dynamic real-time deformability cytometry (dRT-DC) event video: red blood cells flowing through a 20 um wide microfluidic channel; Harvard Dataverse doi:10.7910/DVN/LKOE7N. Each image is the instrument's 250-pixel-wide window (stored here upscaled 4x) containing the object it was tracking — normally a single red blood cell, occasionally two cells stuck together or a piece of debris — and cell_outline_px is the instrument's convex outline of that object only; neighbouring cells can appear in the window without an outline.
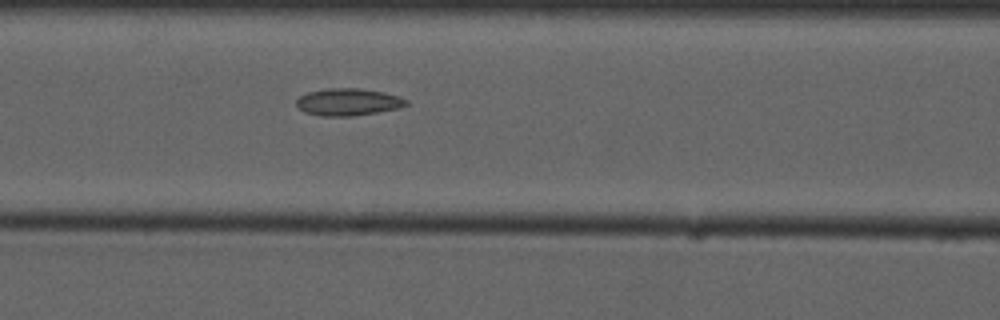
{"species": "common noctule bat (a hibernating species)", "species_latin": "Nyctalus noctula", "temperature_condition": "cold", "stored_images_in_passage": 9, "camera_frame_rate_fps": 3000, "um_per_image_px": 0.085, "animal": {"sex": "male", "forearm_length_mm": 52.5}, "frame": {"image": 1, "passage_image": 9, "time_ms": 10.333, "image_size_px": [1000, 320], "cell_outline_px": [[408, 104], [400, 108], [352, 116], [320, 116], [304, 112], [296, 104], [296, 100], [300, 96], [308, 92], [332, 88], [360, 88], [384, 92], [400, 96], [408, 100]], "centroid_in_image_um": [29.62, 8.67], "position_along_channel_um": 137.0, "area_um2": 17.4}}